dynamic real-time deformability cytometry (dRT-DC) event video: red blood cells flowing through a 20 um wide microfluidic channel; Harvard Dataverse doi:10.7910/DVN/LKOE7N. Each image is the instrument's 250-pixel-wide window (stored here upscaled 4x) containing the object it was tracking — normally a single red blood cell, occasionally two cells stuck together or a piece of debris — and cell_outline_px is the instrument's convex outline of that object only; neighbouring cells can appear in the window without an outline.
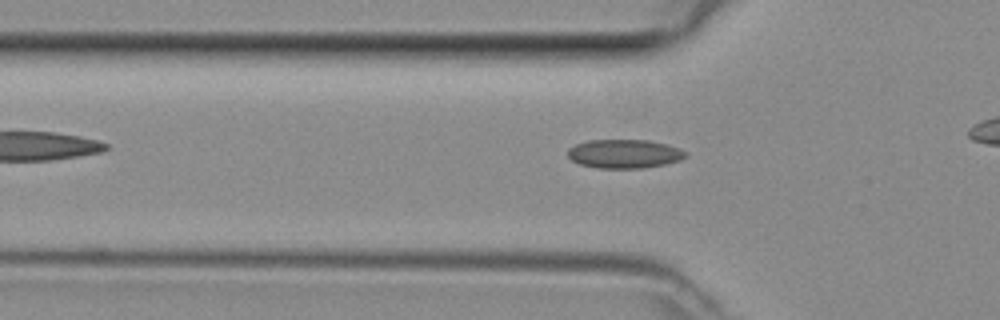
{"species": "common noctule bat (a hibernating species)", "species_latin": "Nyctalus noctula", "temperature_condition": "room temperature", "stored_images_in_passage": 28, "camera_frame_rate_fps": 3000, "um_per_image_px": 0.085, "animal": {"sex": "female", "body_mass_g": 29.2, "forearm_length_mm": 56.3}, "frame": {"image": 1, "passage_image": 5, "time_ms": 1.333, "image_size_px": [1000, 320], "cell_outline_px": [[688, 156], [680, 160], [664, 164], [644, 168], [596, 168], [580, 164], [572, 160], [568, 156], [568, 148], [576, 144], [588, 140], [648, 140], [680, 148], [688, 152]], "centroid_in_image_um": [53.08, 13.07], "position_along_channel_um": 72.7, "area_um2": 19.83}}
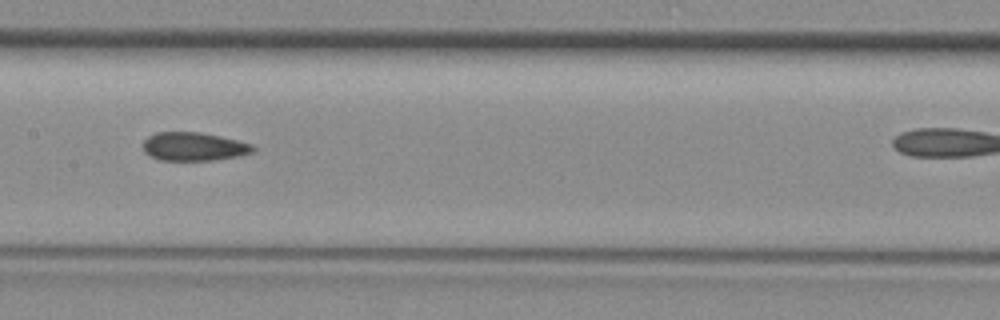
{"frame": {"image": 2, "passage_image": 13, "time_ms": 4.0, "image_size_px": [1000, 320], "cell_outline_px": [[256, 148], [252, 152], [236, 156], [212, 160], [160, 160], [144, 152], [144, 140], [148, 136], [156, 132], [200, 132], [220, 136], [252, 144]], "centroid_in_image_um": [16.46, 12.45], "position_along_channel_um": 190.9, "area_um2": 18.03}}
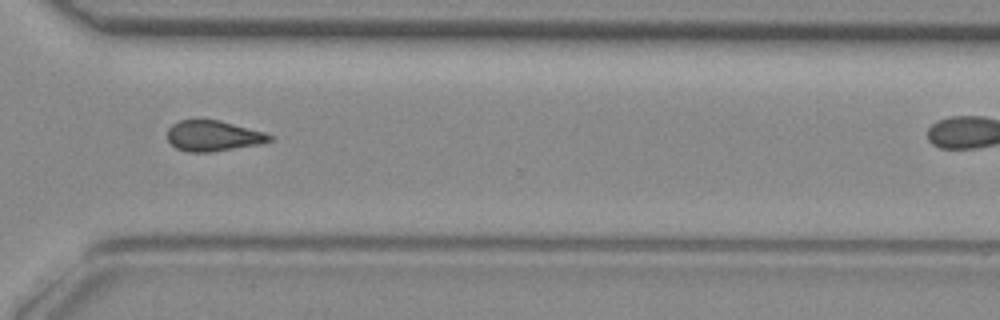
{"frame": {"image": 3, "passage_image": 24, "time_ms": 7.667, "image_size_px": [1000, 320], "cell_outline_px": [[272, 140], [260, 144], [212, 152], [188, 152], [176, 148], [168, 140], [168, 128], [172, 124], [180, 120], [220, 120], [264, 132], [272, 136]], "centroid_in_image_um": [18.11, 11.55], "position_along_channel_um": 352.5, "area_um2": 18.15}}